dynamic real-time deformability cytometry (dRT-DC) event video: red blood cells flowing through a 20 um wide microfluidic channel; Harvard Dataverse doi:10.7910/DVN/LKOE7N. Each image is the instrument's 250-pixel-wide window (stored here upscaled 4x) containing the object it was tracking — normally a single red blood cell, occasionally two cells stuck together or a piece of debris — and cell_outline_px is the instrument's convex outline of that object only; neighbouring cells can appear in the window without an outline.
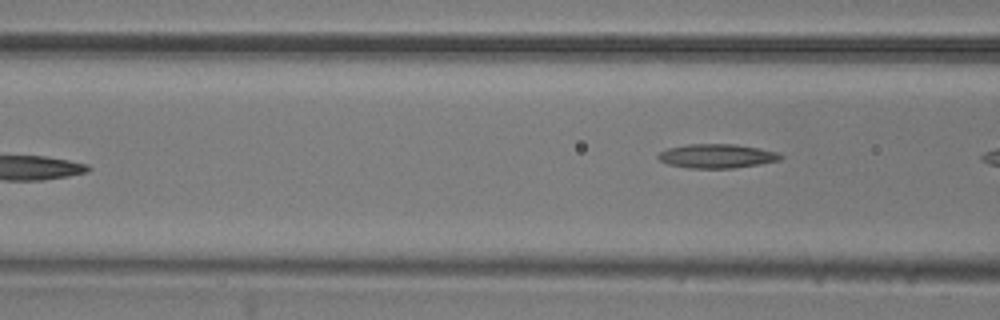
{"species": "common noctule bat (a hibernating species)", "species_latin": "Nyctalus noctula", "temperature_condition": "room temperature", "stored_images_in_passage": 7, "camera_frame_rate_fps": 3000, "um_per_image_px": 0.085, "animal": {"sex": "male", "body_mass_g": 20.5, "forearm_length_mm": 52.5}, "frame": {"image": 1, "passage_image": 7, "time_ms": 2.0, "image_size_px": [1000, 320], "cell_outline_px": [[784, 156], [780, 160], [760, 164], [732, 168], [688, 168], [668, 164], [660, 160], [656, 156], [660, 152], [668, 148], [688, 144], [736, 144], [760, 148], [780, 152]], "centroid_in_image_um": [60.97, 13.26], "position_along_channel_um": 105.6, "area_um2": 17.28}}